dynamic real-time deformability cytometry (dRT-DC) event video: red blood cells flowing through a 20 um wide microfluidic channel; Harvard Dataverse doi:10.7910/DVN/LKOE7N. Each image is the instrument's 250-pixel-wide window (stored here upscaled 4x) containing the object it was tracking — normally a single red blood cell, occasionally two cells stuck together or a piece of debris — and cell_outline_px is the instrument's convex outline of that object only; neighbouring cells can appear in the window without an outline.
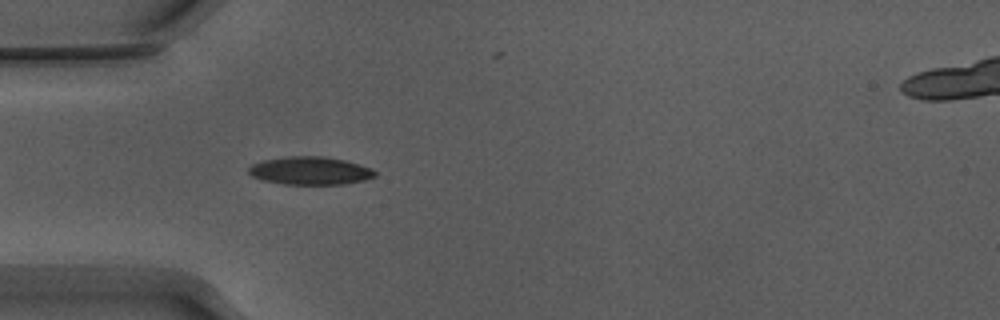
{"species": "Egyptian fruit bat (a non-hibernating species)", "species_latin": "Rousettus aegyptiacus", "temperature_condition": "warm", "stored_images_in_passage": 54, "camera_frame_rate_fps": 3000, "um_per_image_px": 0.085, "animal": {"sex": "male"}, "frame": {"image": 1, "passage_image": 16, "time_ms": 5.0, "image_size_px": [1000, 320], "cell_outline_px": [[376, 176], [364, 180], [344, 184], [284, 184], [260, 180], [252, 176], [248, 172], [248, 168], [252, 164], [264, 160], [288, 156], [324, 156], [344, 160], [372, 168], [376, 172]], "centroid_in_image_um": [26.35, 14.51], "position_along_channel_um": 58.6, "area_um2": 20.63}}
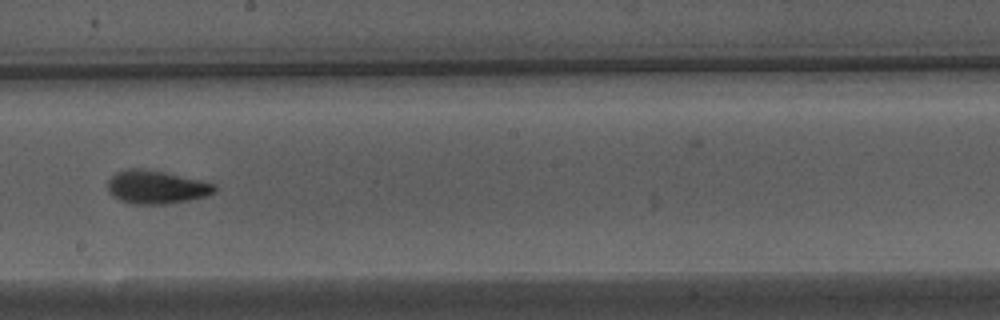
{"frame": {"image": 2, "passage_image": 30, "time_ms": 9.667, "image_size_px": [1000, 320], "cell_outline_px": [[220, 188], [216, 192], [208, 196], [168, 204], [132, 204], [120, 200], [112, 196], [108, 192], [108, 180], [116, 172], [128, 168], [144, 168], [164, 172], [200, 180], [216, 184]], "centroid_in_image_um": [13.31, 15.9], "position_along_channel_um": 234.9, "area_um2": 21.04}}
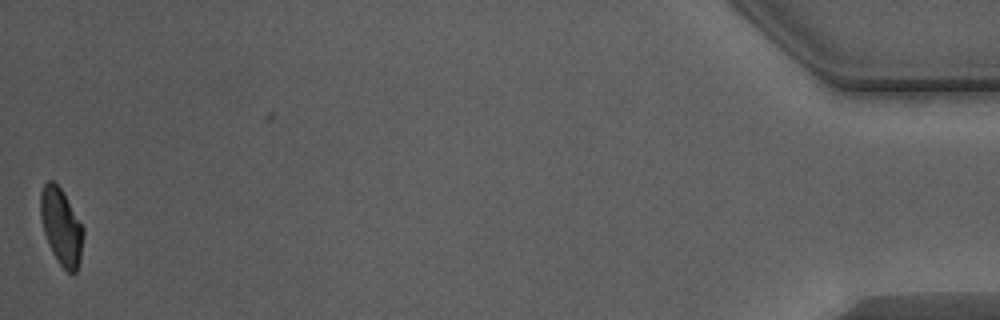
{"frame": {"image": 3, "passage_image": 53, "time_ms": 17.333, "image_size_px": [1000, 320], "cell_outline_px": [[84, 232], [80, 260], [76, 272], [72, 276], [60, 264], [52, 252], [44, 232], [40, 216], [40, 192], [44, 184], [48, 180], [52, 180], [60, 188], [84, 228]], "centroid_in_image_um": [5.2, 19.28], "position_along_channel_um": 430.0, "area_um2": 18.9}, "authors_computed_cell_mechanics": {"area_um2": 19.8254, "velocity_mm_per_s": 3.8574, "shape_relaxation_time_tau1_ms": 4.0678, "shape_relaxation_time_tau2_ms": 1.7558, "deformation_change_tau1": 0.1483, "deformation_change_tau2": 0.0681}}